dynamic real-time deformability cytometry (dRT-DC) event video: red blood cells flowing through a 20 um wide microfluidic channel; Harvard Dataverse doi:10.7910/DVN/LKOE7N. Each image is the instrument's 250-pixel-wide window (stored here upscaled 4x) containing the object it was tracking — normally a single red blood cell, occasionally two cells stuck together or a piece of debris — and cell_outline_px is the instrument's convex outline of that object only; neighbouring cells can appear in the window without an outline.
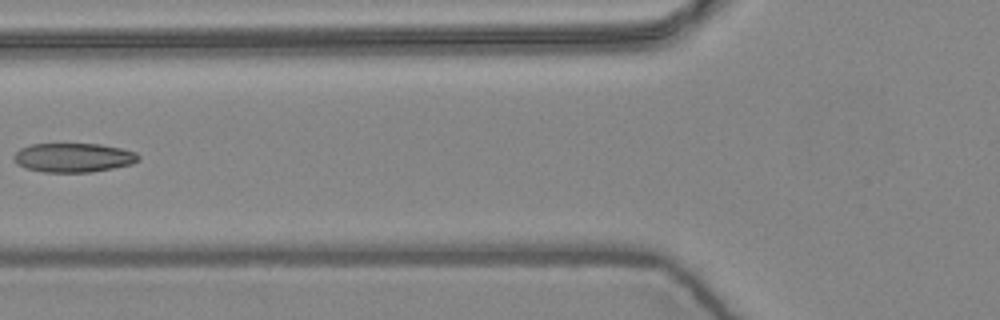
{"species": "common noctule bat (a hibernating species)", "species_latin": "Nyctalus noctula", "temperature_condition": "warm", "stored_images_in_passage": 6, "camera_frame_rate_fps": 3000, "um_per_image_px": 0.085, "animal": {"sex": "female", "body_mass_g": 24.6, "forearm_length_mm": 56.2}, "frame": {"image": 1, "passage_image": 6, "time_ms": 1.667, "image_size_px": [1000, 320], "cell_outline_px": [[140, 160], [132, 164], [92, 172], [40, 172], [24, 168], [16, 164], [12, 156], [20, 148], [32, 144], [100, 144], [120, 148], [136, 152], [140, 156]], "centroid_in_image_um": [6.22, 13.4], "position_along_channel_um": 119.6, "area_um2": 21.33}}